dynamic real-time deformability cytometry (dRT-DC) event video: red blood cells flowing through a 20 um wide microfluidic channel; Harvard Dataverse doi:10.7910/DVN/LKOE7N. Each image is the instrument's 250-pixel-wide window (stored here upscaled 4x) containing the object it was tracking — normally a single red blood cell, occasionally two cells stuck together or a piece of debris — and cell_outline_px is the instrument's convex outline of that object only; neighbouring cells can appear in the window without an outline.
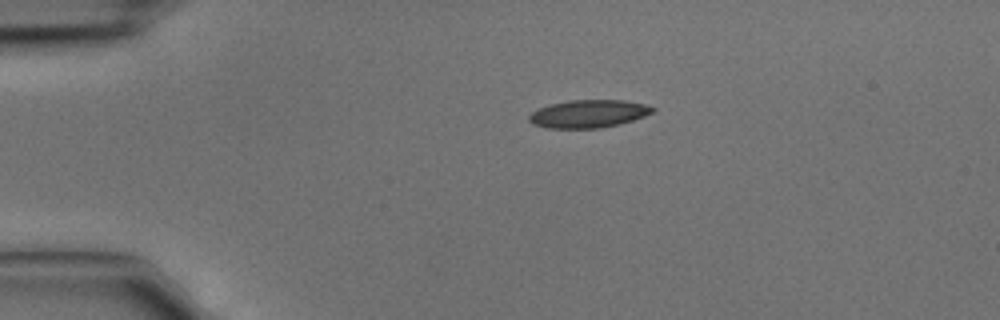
{"species": "common noctule bat (a hibernating species)", "species_latin": "Nyctalus noctula", "temperature_condition": "cold", "stored_images_in_passage": 2, "camera_frame_rate_fps": 3000, "um_per_image_px": 0.085, "animal": {"sex": "male", "body_mass_g": 15.6}, "frame": {"image": 1, "passage_image": 2, "time_ms": 0.333, "image_size_px": [1000, 320], "cell_outline_px": [[656, 108], [652, 112], [644, 116], [620, 124], [600, 128], [544, 128], [532, 124], [528, 120], [528, 116], [532, 112], [548, 104], [568, 100], [624, 100], [644, 104]], "centroid_in_image_um": [49.98, 9.67], "position_along_channel_um": 35.0, "area_um2": 20.11}}